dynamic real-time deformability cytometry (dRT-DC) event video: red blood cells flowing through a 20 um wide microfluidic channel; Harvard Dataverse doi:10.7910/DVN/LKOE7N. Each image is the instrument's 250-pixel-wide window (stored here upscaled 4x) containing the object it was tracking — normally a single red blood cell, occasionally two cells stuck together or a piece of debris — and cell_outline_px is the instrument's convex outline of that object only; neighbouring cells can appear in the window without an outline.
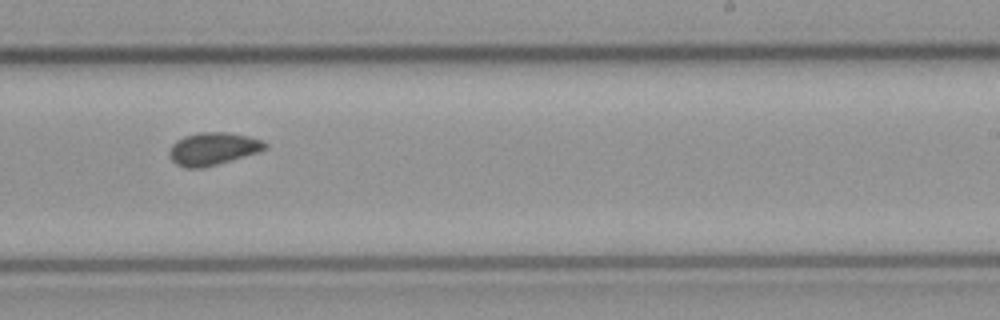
{"species": "common noctule bat (a hibernating species)", "species_latin": "Nyctalus noctula", "temperature_condition": "cold", "stored_images_in_passage": 10, "camera_frame_rate_fps": 3000, "um_per_image_px": 0.085, "animal": {"sex": "male", "body_mass_g": 23.1, "forearm_length_mm": 52.7}, "frame": {"image": 1, "passage_image": 6, "time_ms": 1.667, "image_size_px": [1000, 320], "cell_outline_px": [[268, 148], [244, 156], [216, 164], [200, 168], [184, 168], [176, 164], [172, 160], [168, 152], [172, 144], [176, 140], [184, 136], [200, 132], [228, 132], [248, 136], [260, 140], [268, 144]], "centroid_in_image_um": [18.07, 12.63], "position_along_channel_um": 270.9, "area_um2": 18.03}}
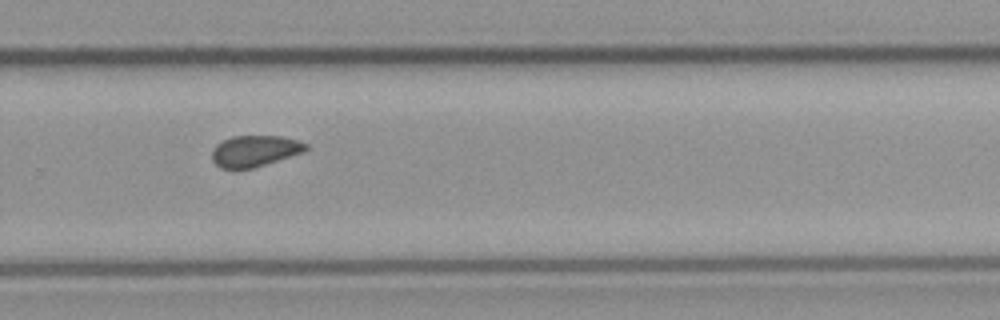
{"frame": {"image": 2, "passage_image": 7, "time_ms": 2.0, "image_size_px": [1000, 320], "cell_outline_px": [[308, 148], [304, 152], [252, 168], [220, 168], [212, 160], [212, 148], [216, 144], [232, 136], [280, 136], [296, 140], [308, 144]], "centroid_in_image_um": [21.64, 12.82], "position_along_channel_um": 308.2, "area_um2": 16.94}}